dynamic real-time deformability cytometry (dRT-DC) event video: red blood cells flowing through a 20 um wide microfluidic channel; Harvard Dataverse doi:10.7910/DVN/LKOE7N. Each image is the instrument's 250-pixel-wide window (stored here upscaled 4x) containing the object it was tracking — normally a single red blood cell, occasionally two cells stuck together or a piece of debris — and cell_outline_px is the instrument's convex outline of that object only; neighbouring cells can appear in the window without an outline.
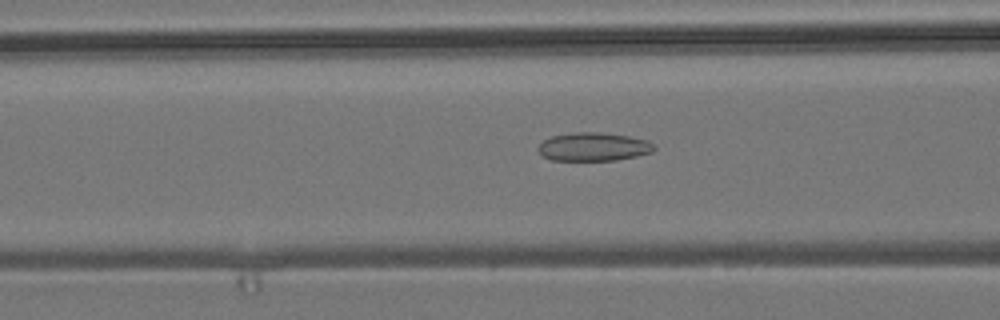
{"species": "common noctule bat (a hibernating species)", "species_latin": "Nyctalus noctula", "temperature_condition": "room temperature", "stored_images_in_passage": 46, "camera_frame_rate_fps": 3000, "um_per_image_px": 0.085, "animal": {"sex": "male", "body_mass_g": 19.2, "forearm_length_mm": 51.8}, "frame": {"image": 1, "passage_image": 16, "time_ms": 5.0, "image_size_px": [1000, 320], "cell_outline_px": [[656, 148], [652, 152], [636, 156], [616, 160], [552, 160], [544, 156], [536, 148], [544, 140], [552, 136], [576, 132], [600, 132], [628, 136], [648, 140]], "centroid_in_image_um": [50.46, 12.47], "position_along_channel_um": 116.1, "area_um2": 19.07}}
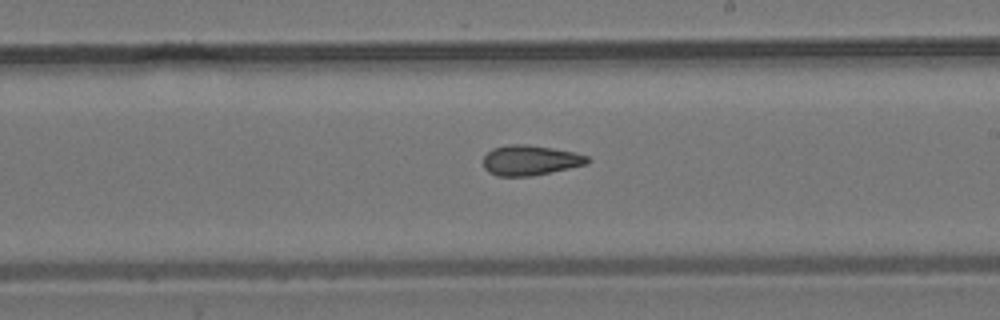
{"frame": {"image": 2, "passage_image": 26, "time_ms": 8.333, "image_size_px": [1000, 320], "cell_outline_px": [[592, 160], [588, 164], [532, 176], [496, 176], [488, 172], [484, 168], [484, 156], [492, 148], [508, 144], [528, 144], [552, 148], [572, 152], [588, 156]], "centroid_in_image_um": [45.06, 13.62], "position_along_channel_um": 243.9, "area_um2": 18.38}}
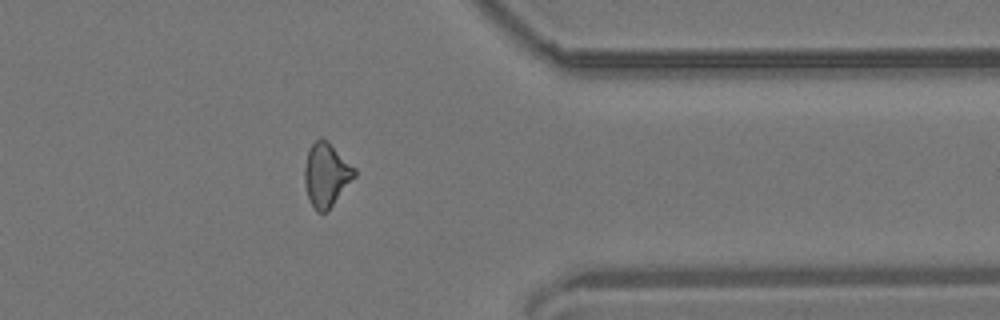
{"frame": {"image": 3, "passage_image": 38, "time_ms": 12.333, "image_size_px": [1000, 320], "cell_outline_px": [[356, 176], [332, 204], [324, 212], [316, 212], [308, 196], [304, 184], [304, 168], [308, 152], [312, 144], [320, 136], [328, 140], [356, 168]], "centroid_in_image_um": [27.74, 14.8], "position_along_channel_um": 383.7, "area_um2": 18.38}, "authors_computed_cell_mechanics": {"area_um2": 18.3804, "velocity_mm_per_s": 3.8308, "shape_relaxation_time_tau1_ms": null, "shape_relaxation_time_tau2_ms": 2.7957, "deformation_change_tau1": null, "deformation_change_tau2": 0.1119}}